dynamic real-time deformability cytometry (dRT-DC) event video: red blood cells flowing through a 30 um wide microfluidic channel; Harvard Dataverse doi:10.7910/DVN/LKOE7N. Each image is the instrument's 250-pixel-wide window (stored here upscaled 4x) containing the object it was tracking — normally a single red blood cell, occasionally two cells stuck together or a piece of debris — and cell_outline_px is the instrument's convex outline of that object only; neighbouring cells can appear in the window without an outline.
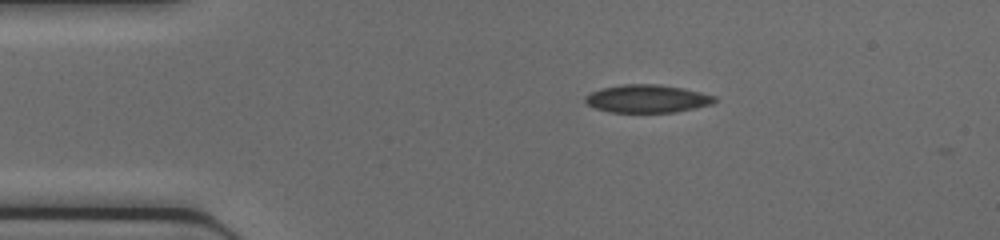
{"species": "common noctule bat (a hibernating species)", "species_latin": "Nyctalus noctula", "temperature_condition": "cold", "stored_images_in_passage": 2, "camera_frame_rate_fps": 3000, "um_per_image_px": 0.085, "animal": {"sex": "female", "body_mass_g": 17.0, "forearm_length_mm": 48.0}, "frame": {"image": 1, "passage_image": 1, "time_ms": 0.0, "image_size_px": [1000, 240], "cell_outline_px": [[716, 100], [712, 104], [696, 108], [676, 112], [608, 112], [596, 108], [588, 104], [584, 100], [584, 96], [600, 88], [624, 84], [660, 84], [684, 88], [716, 96]], "centroid_in_image_um": [55.02, 8.38], "position_along_channel_um": 30.0, "area_um2": 21.15}}